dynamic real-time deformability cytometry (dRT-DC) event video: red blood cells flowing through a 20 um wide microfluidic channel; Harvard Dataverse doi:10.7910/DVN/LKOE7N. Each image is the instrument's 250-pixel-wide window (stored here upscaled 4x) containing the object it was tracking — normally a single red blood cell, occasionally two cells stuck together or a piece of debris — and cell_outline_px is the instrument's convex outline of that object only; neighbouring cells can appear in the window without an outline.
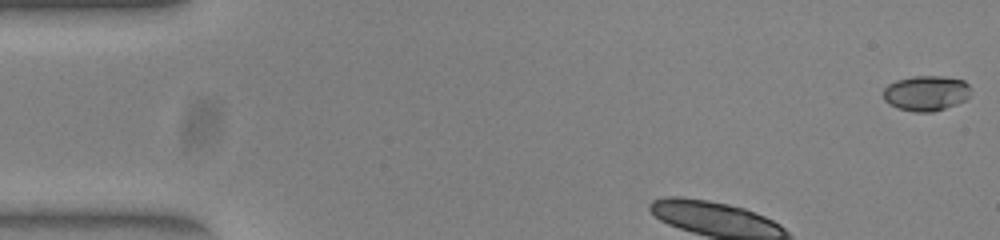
{"species": "common noctule bat (a hibernating species)", "species_latin": "Nyctalus noctula", "temperature_condition": "warm", "stored_images_in_passage": 41, "camera_frame_rate_fps": 3000, "um_per_image_px": 0.085, "animal": {"sex": "female", "body_mass_g": 23.0, "forearm_length_mm": 53.4}, "frame": {"image": 1, "passage_image": 1, "time_ms": 0.0, "image_size_px": [1000, 240], "cell_outline_px": [[968, 96], [964, 100], [956, 104], [932, 112], [916, 112], [896, 108], [888, 104], [884, 100], [884, 88], [888, 84], [896, 80], [912, 76], [944, 76], [964, 80], [968, 84]], "centroid_in_image_um": [78.67, 7.91], "position_along_channel_um": 6.3, "area_um2": 17.92}}